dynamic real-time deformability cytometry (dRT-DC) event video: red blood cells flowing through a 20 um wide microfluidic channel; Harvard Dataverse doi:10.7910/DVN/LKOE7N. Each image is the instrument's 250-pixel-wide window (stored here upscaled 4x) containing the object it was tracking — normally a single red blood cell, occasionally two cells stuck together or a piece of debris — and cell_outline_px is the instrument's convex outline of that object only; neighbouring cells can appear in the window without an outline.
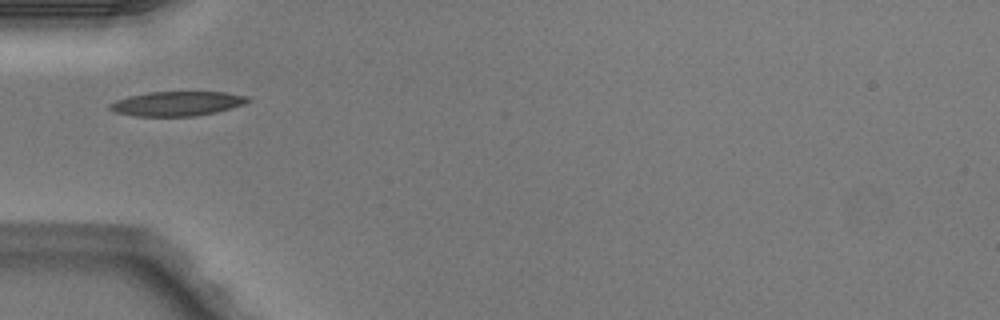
{"species": "Egyptian fruit bat (a non-hibernating species)", "species_latin": "Rousettus aegyptiacus", "temperature_condition": "warm", "stored_images_in_passage": 1, "camera_frame_rate_fps": 3000, "um_per_image_px": 0.085, "animal": {"sex": "male"}, "frame": {"image": 1, "passage_image": 1, "time_ms": 0.0, "image_size_px": [1000, 320], "cell_outline_px": [[252, 100], [244, 104], [232, 108], [216, 112], [196, 116], [136, 116], [116, 112], [108, 108], [108, 104], [116, 100], [128, 96], [148, 92], [224, 92], [248, 96]], "centroid_in_image_um": [15.06, 8.8], "position_along_channel_um": 69.9, "area_um2": 19.77}}